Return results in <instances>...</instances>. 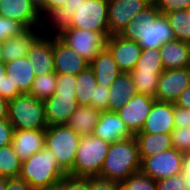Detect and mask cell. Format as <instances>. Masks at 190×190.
Returning a JSON list of instances; mask_svg holds the SVG:
<instances>
[{"label":"cell","instance_id":"6da1fadb","mask_svg":"<svg viewBox=\"0 0 190 190\" xmlns=\"http://www.w3.org/2000/svg\"><path fill=\"white\" fill-rule=\"evenodd\" d=\"M49 21L46 29L54 25L53 34L65 27H74L101 33L106 38L110 36L108 0H67Z\"/></svg>","mask_w":190,"mask_h":190},{"label":"cell","instance_id":"7a4b0ae2","mask_svg":"<svg viewBox=\"0 0 190 190\" xmlns=\"http://www.w3.org/2000/svg\"><path fill=\"white\" fill-rule=\"evenodd\" d=\"M67 173L46 146L22 162L20 178L34 190H55Z\"/></svg>","mask_w":190,"mask_h":190},{"label":"cell","instance_id":"3957f363","mask_svg":"<svg viewBox=\"0 0 190 190\" xmlns=\"http://www.w3.org/2000/svg\"><path fill=\"white\" fill-rule=\"evenodd\" d=\"M140 169L138 145L133 136L110 144L98 177L121 183Z\"/></svg>","mask_w":190,"mask_h":190},{"label":"cell","instance_id":"277c9868","mask_svg":"<svg viewBox=\"0 0 190 190\" xmlns=\"http://www.w3.org/2000/svg\"><path fill=\"white\" fill-rule=\"evenodd\" d=\"M76 76L57 74V86L54 94L44 100L47 126L66 125L79 106L76 101Z\"/></svg>","mask_w":190,"mask_h":190},{"label":"cell","instance_id":"5b68a950","mask_svg":"<svg viewBox=\"0 0 190 190\" xmlns=\"http://www.w3.org/2000/svg\"><path fill=\"white\" fill-rule=\"evenodd\" d=\"M110 144L94 135L81 137L73 168V177L91 178L100 175Z\"/></svg>","mask_w":190,"mask_h":190},{"label":"cell","instance_id":"8992f818","mask_svg":"<svg viewBox=\"0 0 190 190\" xmlns=\"http://www.w3.org/2000/svg\"><path fill=\"white\" fill-rule=\"evenodd\" d=\"M8 121L14 130H45L44 102L29 93L20 94L9 101Z\"/></svg>","mask_w":190,"mask_h":190},{"label":"cell","instance_id":"52a82bcc","mask_svg":"<svg viewBox=\"0 0 190 190\" xmlns=\"http://www.w3.org/2000/svg\"><path fill=\"white\" fill-rule=\"evenodd\" d=\"M80 140L81 136L67 125L47 126L45 129V146L66 173L73 168Z\"/></svg>","mask_w":190,"mask_h":190},{"label":"cell","instance_id":"ba28073f","mask_svg":"<svg viewBox=\"0 0 190 190\" xmlns=\"http://www.w3.org/2000/svg\"><path fill=\"white\" fill-rule=\"evenodd\" d=\"M55 35L88 63H91L100 51L106 47L107 38L98 32L65 27Z\"/></svg>","mask_w":190,"mask_h":190},{"label":"cell","instance_id":"9c48e42d","mask_svg":"<svg viewBox=\"0 0 190 190\" xmlns=\"http://www.w3.org/2000/svg\"><path fill=\"white\" fill-rule=\"evenodd\" d=\"M119 35L125 39L135 40L142 49H160L166 42L175 40L165 14H161L149 27H125Z\"/></svg>","mask_w":190,"mask_h":190},{"label":"cell","instance_id":"30bf717a","mask_svg":"<svg viewBox=\"0 0 190 190\" xmlns=\"http://www.w3.org/2000/svg\"><path fill=\"white\" fill-rule=\"evenodd\" d=\"M184 153L171 148L146 157L141 161L140 171L155 181L182 173Z\"/></svg>","mask_w":190,"mask_h":190},{"label":"cell","instance_id":"8fae6325","mask_svg":"<svg viewBox=\"0 0 190 190\" xmlns=\"http://www.w3.org/2000/svg\"><path fill=\"white\" fill-rule=\"evenodd\" d=\"M151 3V0H108L110 35L120 34L130 20Z\"/></svg>","mask_w":190,"mask_h":190},{"label":"cell","instance_id":"7c38bea8","mask_svg":"<svg viewBox=\"0 0 190 190\" xmlns=\"http://www.w3.org/2000/svg\"><path fill=\"white\" fill-rule=\"evenodd\" d=\"M190 86V67L164 70L160 76L155 100L175 103L182 92Z\"/></svg>","mask_w":190,"mask_h":190},{"label":"cell","instance_id":"4fadbf2b","mask_svg":"<svg viewBox=\"0 0 190 190\" xmlns=\"http://www.w3.org/2000/svg\"><path fill=\"white\" fill-rule=\"evenodd\" d=\"M0 15L16 20L26 28H46V20L30 0H0Z\"/></svg>","mask_w":190,"mask_h":190},{"label":"cell","instance_id":"5bb4252c","mask_svg":"<svg viewBox=\"0 0 190 190\" xmlns=\"http://www.w3.org/2000/svg\"><path fill=\"white\" fill-rule=\"evenodd\" d=\"M109 50L122 73H130L140 58L142 48L135 40L125 39L119 34L110 35L106 40Z\"/></svg>","mask_w":190,"mask_h":190},{"label":"cell","instance_id":"9a60e30c","mask_svg":"<svg viewBox=\"0 0 190 190\" xmlns=\"http://www.w3.org/2000/svg\"><path fill=\"white\" fill-rule=\"evenodd\" d=\"M155 101V98L151 96L137 93L116 112L124 121L128 130L135 135L139 133L144 126Z\"/></svg>","mask_w":190,"mask_h":190},{"label":"cell","instance_id":"2e32d148","mask_svg":"<svg viewBox=\"0 0 190 190\" xmlns=\"http://www.w3.org/2000/svg\"><path fill=\"white\" fill-rule=\"evenodd\" d=\"M54 72L64 75H78L89 67L84 58L68 47L55 34H53Z\"/></svg>","mask_w":190,"mask_h":190},{"label":"cell","instance_id":"e0dca14e","mask_svg":"<svg viewBox=\"0 0 190 190\" xmlns=\"http://www.w3.org/2000/svg\"><path fill=\"white\" fill-rule=\"evenodd\" d=\"M46 32L33 42L26 54L36 76L54 72L53 33L45 36Z\"/></svg>","mask_w":190,"mask_h":190},{"label":"cell","instance_id":"ac0fdd59","mask_svg":"<svg viewBox=\"0 0 190 190\" xmlns=\"http://www.w3.org/2000/svg\"><path fill=\"white\" fill-rule=\"evenodd\" d=\"M174 107L171 102L155 101L139 133H171L175 128Z\"/></svg>","mask_w":190,"mask_h":190},{"label":"cell","instance_id":"d6986e66","mask_svg":"<svg viewBox=\"0 0 190 190\" xmlns=\"http://www.w3.org/2000/svg\"><path fill=\"white\" fill-rule=\"evenodd\" d=\"M92 135L99 137L109 144L134 136L117 112L108 110L100 112Z\"/></svg>","mask_w":190,"mask_h":190},{"label":"cell","instance_id":"ffe728a7","mask_svg":"<svg viewBox=\"0 0 190 190\" xmlns=\"http://www.w3.org/2000/svg\"><path fill=\"white\" fill-rule=\"evenodd\" d=\"M11 144L23 162L45 146V130H14Z\"/></svg>","mask_w":190,"mask_h":190},{"label":"cell","instance_id":"44dd1931","mask_svg":"<svg viewBox=\"0 0 190 190\" xmlns=\"http://www.w3.org/2000/svg\"><path fill=\"white\" fill-rule=\"evenodd\" d=\"M43 31H46V28H27L21 34L4 41L2 43L4 63L26 56L33 42L44 33Z\"/></svg>","mask_w":190,"mask_h":190},{"label":"cell","instance_id":"7402d4cb","mask_svg":"<svg viewBox=\"0 0 190 190\" xmlns=\"http://www.w3.org/2000/svg\"><path fill=\"white\" fill-rule=\"evenodd\" d=\"M160 57L164 70L190 67V43L177 39L160 47Z\"/></svg>","mask_w":190,"mask_h":190},{"label":"cell","instance_id":"603a6c76","mask_svg":"<svg viewBox=\"0 0 190 190\" xmlns=\"http://www.w3.org/2000/svg\"><path fill=\"white\" fill-rule=\"evenodd\" d=\"M4 64L13 87H17L21 93H29L36 75L28 58L23 56Z\"/></svg>","mask_w":190,"mask_h":190},{"label":"cell","instance_id":"cb8c5ba5","mask_svg":"<svg viewBox=\"0 0 190 190\" xmlns=\"http://www.w3.org/2000/svg\"><path fill=\"white\" fill-rule=\"evenodd\" d=\"M93 70L97 84L110 87L115 79L122 73L113 56L105 47L89 64Z\"/></svg>","mask_w":190,"mask_h":190},{"label":"cell","instance_id":"d4e9b609","mask_svg":"<svg viewBox=\"0 0 190 190\" xmlns=\"http://www.w3.org/2000/svg\"><path fill=\"white\" fill-rule=\"evenodd\" d=\"M100 112L93 106L79 105L66 125L81 137L90 136L97 125Z\"/></svg>","mask_w":190,"mask_h":190},{"label":"cell","instance_id":"484cf974","mask_svg":"<svg viewBox=\"0 0 190 190\" xmlns=\"http://www.w3.org/2000/svg\"><path fill=\"white\" fill-rule=\"evenodd\" d=\"M109 92L108 111L114 112L138 93L129 73H121L109 87Z\"/></svg>","mask_w":190,"mask_h":190},{"label":"cell","instance_id":"4316f807","mask_svg":"<svg viewBox=\"0 0 190 190\" xmlns=\"http://www.w3.org/2000/svg\"><path fill=\"white\" fill-rule=\"evenodd\" d=\"M134 137L138 145L139 157L141 161L146 157H151L173 148L171 133H137Z\"/></svg>","mask_w":190,"mask_h":190},{"label":"cell","instance_id":"83f0119b","mask_svg":"<svg viewBox=\"0 0 190 190\" xmlns=\"http://www.w3.org/2000/svg\"><path fill=\"white\" fill-rule=\"evenodd\" d=\"M96 85L97 81L90 67L76 75L75 96L78 105H90V100H94Z\"/></svg>","mask_w":190,"mask_h":190},{"label":"cell","instance_id":"f1b7e54d","mask_svg":"<svg viewBox=\"0 0 190 190\" xmlns=\"http://www.w3.org/2000/svg\"><path fill=\"white\" fill-rule=\"evenodd\" d=\"M173 30L175 39L190 43V9L165 13Z\"/></svg>","mask_w":190,"mask_h":190},{"label":"cell","instance_id":"f546056e","mask_svg":"<svg viewBox=\"0 0 190 190\" xmlns=\"http://www.w3.org/2000/svg\"><path fill=\"white\" fill-rule=\"evenodd\" d=\"M22 161L15 153L12 144L0 147V177L16 178L20 176Z\"/></svg>","mask_w":190,"mask_h":190},{"label":"cell","instance_id":"4dcf8cb0","mask_svg":"<svg viewBox=\"0 0 190 190\" xmlns=\"http://www.w3.org/2000/svg\"><path fill=\"white\" fill-rule=\"evenodd\" d=\"M56 86L57 74L55 72L39 75L35 77L29 94L38 100L44 101L54 94Z\"/></svg>","mask_w":190,"mask_h":190},{"label":"cell","instance_id":"1f68e13d","mask_svg":"<svg viewBox=\"0 0 190 190\" xmlns=\"http://www.w3.org/2000/svg\"><path fill=\"white\" fill-rule=\"evenodd\" d=\"M162 72L131 71L134 85L138 93L155 98L159 76Z\"/></svg>","mask_w":190,"mask_h":190},{"label":"cell","instance_id":"d6a6232c","mask_svg":"<svg viewBox=\"0 0 190 190\" xmlns=\"http://www.w3.org/2000/svg\"><path fill=\"white\" fill-rule=\"evenodd\" d=\"M132 71L163 72L160 49H142L140 58Z\"/></svg>","mask_w":190,"mask_h":190},{"label":"cell","instance_id":"836d02e7","mask_svg":"<svg viewBox=\"0 0 190 190\" xmlns=\"http://www.w3.org/2000/svg\"><path fill=\"white\" fill-rule=\"evenodd\" d=\"M120 186L121 190H156V181L139 171L131 174Z\"/></svg>","mask_w":190,"mask_h":190},{"label":"cell","instance_id":"e575fe53","mask_svg":"<svg viewBox=\"0 0 190 190\" xmlns=\"http://www.w3.org/2000/svg\"><path fill=\"white\" fill-rule=\"evenodd\" d=\"M161 14L162 13L159 11V9L153 3H151L149 6H147V8L134 16L126 27H149L151 23H154Z\"/></svg>","mask_w":190,"mask_h":190},{"label":"cell","instance_id":"d590c367","mask_svg":"<svg viewBox=\"0 0 190 190\" xmlns=\"http://www.w3.org/2000/svg\"><path fill=\"white\" fill-rule=\"evenodd\" d=\"M27 28L16 20L7 19L0 15V44L8 38L21 34Z\"/></svg>","mask_w":190,"mask_h":190},{"label":"cell","instance_id":"8d00e7d4","mask_svg":"<svg viewBox=\"0 0 190 190\" xmlns=\"http://www.w3.org/2000/svg\"><path fill=\"white\" fill-rule=\"evenodd\" d=\"M172 147L182 153L190 152V128L175 127L171 132Z\"/></svg>","mask_w":190,"mask_h":190},{"label":"cell","instance_id":"74e56055","mask_svg":"<svg viewBox=\"0 0 190 190\" xmlns=\"http://www.w3.org/2000/svg\"><path fill=\"white\" fill-rule=\"evenodd\" d=\"M55 190H89V178L65 175Z\"/></svg>","mask_w":190,"mask_h":190},{"label":"cell","instance_id":"f35d334b","mask_svg":"<svg viewBox=\"0 0 190 190\" xmlns=\"http://www.w3.org/2000/svg\"><path fill=\"white\" fill-rule=\"evenodd\" d=\"M152 3L162 14L176 10L190 9V0H153Z\"/></svg>","mask_w":190,"mask_h":190},{"label":"cell","instance_id":"ab89813d","mask_svg":"<svg viewBox=\"0 0 190 190\" xmlns=\"http://www.w3.org/2000/svg\"><path fill=\"white\" fill-rule=\"evenodd\" d=\"M109 94V87L97 84L94 87V100H90V106L100 111L108 110Z\"/></svg>","mask_w":190,"mask_h":190},{"label":"cell","instance_id":"60d3db41","mask_svg":"<svg viewBox=\"0 0 190 190\" xmlns=\"http://www.w3.org/2000/svg\"><path fill=\"white\" fill-rule=\"evenodd\" d=\"M156 190H186L182 174L156 181Z\"/></svg>","mask_w":190,"mask_h":190},{"label":"cell","instance_id":"b9f144b4","mask_svg":"<svg viewBox=\"0 0 190 190\" xmlns=\"http://www.w3.org/2000/svg\"><path fill=\"white\" fill-rule=\"evenodd\" d=\"M22 94L17 87H13V83L7 74L0 81V96L10 101Z\"/></svg>","mask_w":190,"mask_h":190},{"label":"cell","instance_id":"7bdbcfd3","mask_svg":"<svg viewBox=\"0 0 190 190\" xmlns=\"http://www.w3.org/2000/svg\"><path fill=\"white\" fill-rule=\"evenodd\" d=\"M89 190H121V186L118 182L91 177L89 178Z\"/></svg>","mask_w":190,"mask_h":190},{"label":"cell","instance_id":"ee69618b","mask_svg":"<svg viewBox=\"0 0 190 190\" xmlns=\"http://www.w3.org/2000/svg\"><path fill=\"white\" fill-rule=\"evenodd\" d=\"M14 128L8 119H0V147L10 145L13 140Z\"/></svg>","mask_w":190,"mask_h":190},{"label":"cell","instance_id":"f6af8a7d","mask_svg":"<svg viewBox=\"0 0 190 190\" xmlns=\"http://www.w3.org/2000/svg\"><path fill=\"white\" fill-rule=\"evenodd\" d=\"M174 122L175 127L190 128V108L174 107Z\"/></svg>","mask_w":190,"mask_h":190},{"label":"cell","instance_id":"bcb514c9","mask_svg":"<svg viewBox=\"0 0 190 190\" xmlns=\"http://www.w3.org/2000/svg\"><path fill=\"white\" fill-rule=\"evenodd\" d=\"M67 0H44V15L48 20L60 9Z\"/></svg>","mask_w":190,"mask_h":190},{"label":"cell","instance_id":"7dc6e473","mask_svg":"<svg viewBox=\"0 0 190 190\" xmlns=\"http://www.w3.org/2000/svg\"><path fill=\"white\" fill-rule=\"evenodd\" d=\"M6 190H34L28 183L22 180L20 177L7 178Z\"/></svg>","mask_w":190,"mask_h":190},{"label":"cell","instance_id":"c3c4849f","mask_svg":"<svg viewBox=\"0 0 190 190\" xmlns=\"http://www.w3.org/2000/svg\"><path fill=\"white\" fill-rule=\"evenodd\" d=\"M182 176L185 178V189L190 190V152L183 156Z\"/></svg>","mask_w":190,"mask_h":190},{"label":"cell","instance_id":"681fc988","mask_svg":"<svg viewBox=\"0 0 190 190\" xmlns=\"http://www.w3.org/2000/svg\"><path fill=\"white\" fill-rule=\"evenodd\" d=\"M174 104L180 108H190V86L182 92Z\"/></svg>","mask_w":190,"mask_h":190},{"label":"cell","instance_id":"f907efd6","mask_svg":"<svg viewBox=\"0 0 190 190\" xmlns=\"http://www.w3.org/2000/svg\"><path fill=\"white\" fill-rule=\"evenodd\" d=\"M9 101L0 96V119H8Z\"/></svg>","mask_w":190,"mask_h":190},{"label":"cell","instance_id":"816d5d0a","mask_svg":"<svg viewBox=\"0 0 190 190\" xmlns=\"http://www.w3.org/2000/svg\"><path fill=\"white\" fill-rule=\"evenodd\" d=\"M32 4L37 8V10L40 12L42 18L45 20L44 16V0H30Z\"/></svg>","mask_w":190,"mask_h":190},{"label":"cell","instance_id":"f5cc1de1","mask_svg":"<svg viewBox=\"0 0 190 190\" xmlns=\"http://www.w3.org/2000/svg\"><path fill=\"white\" fill-rule=\"evenodd\" d=\"M6 75V68L4 62H0V81Z\"/></svg>","mask_w":190,"mask_h":190},{"label":"cell","instance_id":"db71d44e","mask_svg":"<svg viewBox=\"0 0 190 190\" xmlns=\"http://www.w3.org/2000/svg\"><path fill=\"white\" fill-rule=\"evenodd\" d=\"M7 188V178L0 177V190H6Z\"/></svg>","mask_w":190,"mask_h":190},{"label":"cell","instance_id":"11a10c76","mask_svg":"<svg viewBox=\"0 0 190 190\" xmlns=\"http://www.w3.org/2000/svg\"><path fill=\"white\" fill-rule=\"evenodd\" d=\"M2 54V44H0V62H4Z\"/></svg>","mask_w":190,"mask_h":190}]
</instances>
